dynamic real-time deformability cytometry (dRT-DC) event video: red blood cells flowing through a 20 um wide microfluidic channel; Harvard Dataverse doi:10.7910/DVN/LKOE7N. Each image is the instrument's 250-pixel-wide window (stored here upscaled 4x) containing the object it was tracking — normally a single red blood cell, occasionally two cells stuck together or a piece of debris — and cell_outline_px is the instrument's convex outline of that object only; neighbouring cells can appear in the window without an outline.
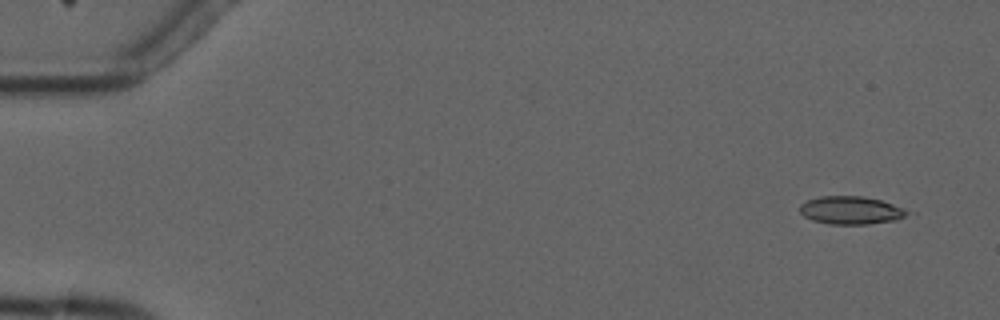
{"species": "common noctule bat (a hibernating species)", "species_latin": "Nyctalus noctula", "temperature_condition": "cold", "stored_images_in_passage": 9, "camera_frame_rate_fps": 3000, "um_per_image_px": 0.085, "animal": {"sex": "male", "forearm_length_mm": 52.5}, "frame": {"image": 1, "passage_image": 1, "time_ms": 0.0, "image_size_px": [1000, 320], "cell_outline_px": [[916, 212], [896, 220], [868, 224], [828, 224], [812, 220], [804, 216], [800, 212], [800, 204], [808, 200], [820, 196], [864, 196], [880, 200]], "centroid_in_image_um": [72.37, 17.87], "position_along_channel_um": 12.6, "area_um2": 17.69}}
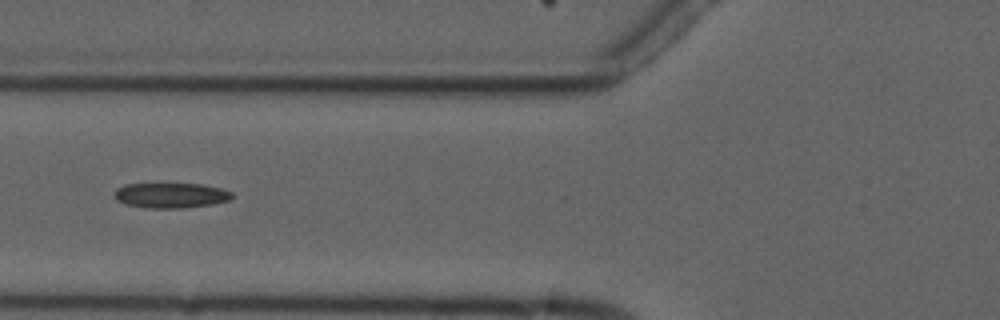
{"frame": {"image": 2, "passage_image": 6, "time_ms": 6.0, "image_size_px": [1000, 320], "cell_outline_px": [[232, 196], [228, 200], [212, 204], [184, 208], [144, 208], [128, 204], [116, 200], [116, 188], [124, 184], [200, 184], [220, 188], [232, 192]], "centroid_in_image_um": [14.51, 16.61], "position_along_channel_um": 111.3, "area_um2": 17.05}}
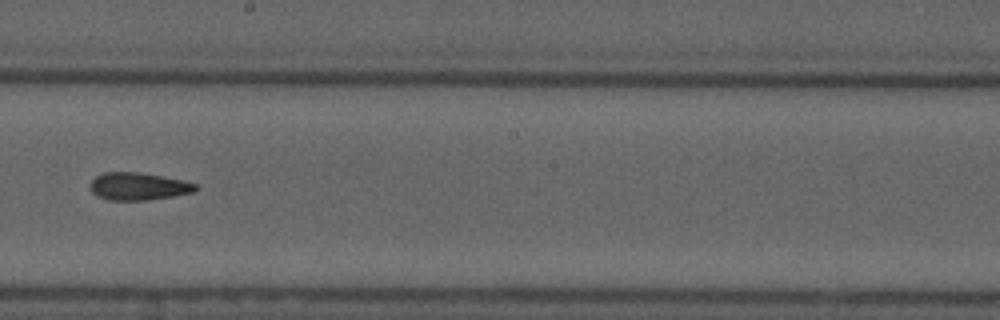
{"frame": {"image": 3, "passage_image": 9, "time_ms": 9.333, "image_size_px": [1000, 320], "cell_outline_px": [[200, 188], [192, 192], [172, 196], [148, 200], [108, 200], [92, 192], [92, 180], [96, 176], [104, 172], [136, 172], [184, 180], [196, 184]], "centroid_in_image_um": [11.79, 15.84], "position_along_channel_um": 236.4, "area_um2": 16.65}}